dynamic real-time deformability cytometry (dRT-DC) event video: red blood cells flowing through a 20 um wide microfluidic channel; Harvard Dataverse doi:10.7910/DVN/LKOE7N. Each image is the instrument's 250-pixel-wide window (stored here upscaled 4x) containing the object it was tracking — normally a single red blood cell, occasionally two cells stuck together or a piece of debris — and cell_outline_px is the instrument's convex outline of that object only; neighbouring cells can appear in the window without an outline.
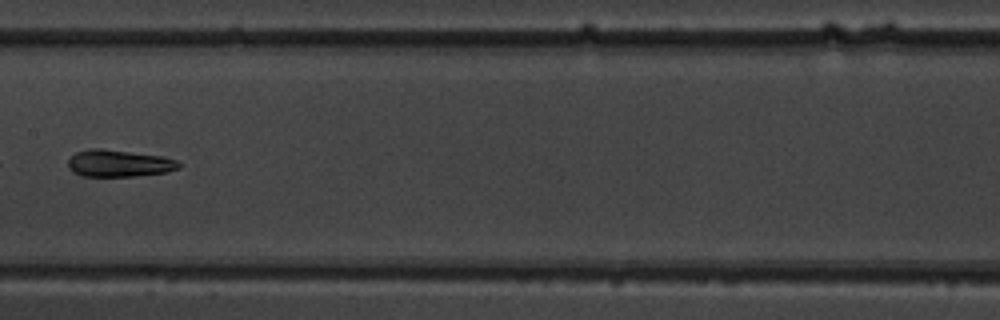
{"species": "common noctule bat (a hibernating species)", "species_latin": "Nyctalus noctula", "temperature_condition": "warm", "stored_images_in_passage": 10, "camera_frame_rate_fps": 3000, "um_per_image_px": 0.085, "animal": {"sex": "male", "body_mass_g": 19.5, "forearm_length_mm": 54.6}, "frame": {"image": 1, "passage_image": 9, "time_ms": 9.333, "image_size_px": [1000, 320], "cell_outline_px": [[180, 168], [168, 172], [132, 176], [80, 176], [72, 172], [68, 168], [68, 160], [76, 152], [88, 148], [100, 148], [160, 156], [176, 160], [180, 164]], "centroid_in_image_um": [10.07, 13.89], "position_along_channel_um": 197.3, "area_um2": 17.4}}
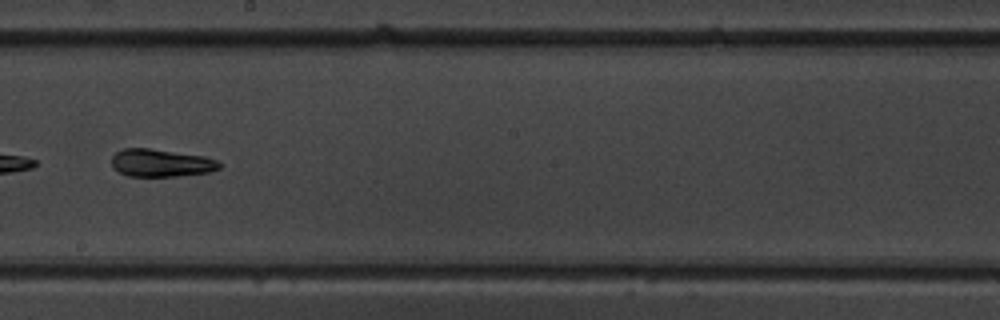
{"frame": {"image": 2, "passage_image": 10, "time_ms": 10.333, "image_size_px": [1000, 320], "cell_outline_px": [[220, 168], [208, 172], [176, 176], [128, 176], [112, 168], [112, 156], [116, 152], [124, 148], [148, 148], [204, 156], [216, 160], [220, 164]], "centroid_in_image_um": [13.65, 13.85], "position_along_channel_um": 234.6, "area_um2": 17.22}}